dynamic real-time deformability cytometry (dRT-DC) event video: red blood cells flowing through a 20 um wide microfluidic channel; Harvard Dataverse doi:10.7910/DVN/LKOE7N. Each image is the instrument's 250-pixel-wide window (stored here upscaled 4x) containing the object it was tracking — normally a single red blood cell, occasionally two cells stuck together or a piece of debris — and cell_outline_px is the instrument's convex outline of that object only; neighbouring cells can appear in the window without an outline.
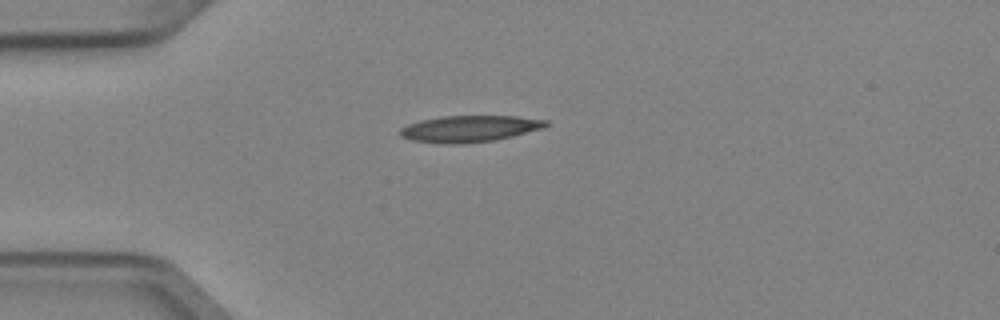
{"species": "Egyptian fruit bat (a non-hibernating species)", "species_latin": "Rousettus aegyptiacus", "temperature_condition": "cold", "stored_images_in_passage": 2, "camera_frame_rate_fps": 3000, "um_per_image_px": 0.085, "animal": {"sex": "female"}, "frame": {"image": 1, "passage_image": 1, "time_ms": 0.0, "image_size_px": [1000, 320], "cell_outline_px": [[548, 124], [544, 128], [512, 136], [492, 140], [460, 144], [444, 144], [412, 140], [400, 136], [400, 128], [408, 124], [420, 120], [440, 116], [516, 116], [548, 120]], "centroid_in_image_um": [39.89, 10.93], "position_along_channel_um": 45.1, "area_um2": 22.48}}